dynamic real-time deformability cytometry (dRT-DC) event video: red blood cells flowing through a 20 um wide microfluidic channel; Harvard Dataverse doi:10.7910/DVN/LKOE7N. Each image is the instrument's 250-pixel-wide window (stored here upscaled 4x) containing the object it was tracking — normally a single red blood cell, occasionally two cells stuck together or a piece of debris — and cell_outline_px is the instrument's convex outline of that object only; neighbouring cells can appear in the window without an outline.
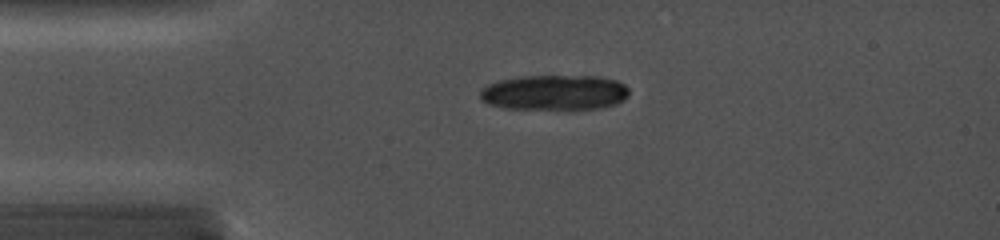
{"species": "common noctule bat (a hibernating species)", "species_latin": "Nyctalus noctula", "temperature_condition": "cold", "stored_images_in_passage": 2, "camera_frame_rate_fps": 5000, "um_per_image_px": 0.085, "animal": {"sex": "female", "body_mass_g": 19.0, "forearm_length_mm": 56.7}, "frame": {"image": 1, "passage_image": 1, "time_ms": 0.0, "image_size_px": [1000, 240], "cell_outline_px": [[628, 92], [620, 100], [612, 104], [592, 108], [508, 108], [492, 104], [484, 100], [480, 96], [480, 92], [484, 88], [492, 84], [504, 80], [528, 76], [560, 76], [612, 80], [624, 84], [628, 88]], "centroid_in_image_um": [47.08, 7.87], "position_along_channel_um": 37.9, "area_um2": 28.61}}